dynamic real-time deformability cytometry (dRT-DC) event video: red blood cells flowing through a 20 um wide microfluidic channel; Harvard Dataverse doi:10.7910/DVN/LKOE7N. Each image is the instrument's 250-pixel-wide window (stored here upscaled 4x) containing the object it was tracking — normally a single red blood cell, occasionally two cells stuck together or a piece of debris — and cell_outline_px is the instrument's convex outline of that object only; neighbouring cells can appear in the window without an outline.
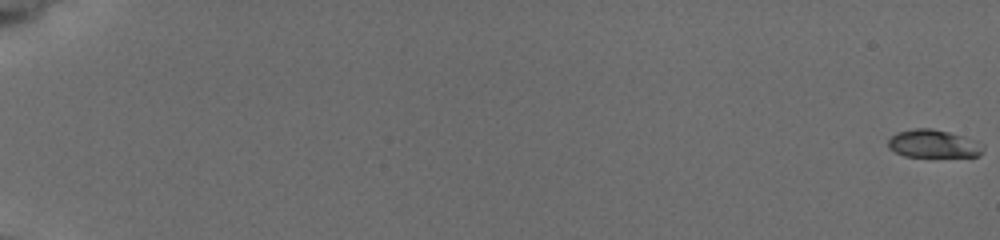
{"species": "common noctule bat (a hibernating species)", "species_latin": "Nyctalus noctula", "temperature_condition": "cold", "stored_images_in_passage": 58, "camera_frame_rate_fps": 3000, "um_per_image_px": 0.085, "animal": {"sex": "female", "body_mass_g": 19.5, "forearm_length_mm": 54.1}, "frame": {"image": 1, "passage_image": 1, "time_ms": 0.0, "image_size_px": [1000, 240], "cell_outline_px": [[984, 148], [976, 156], [904, 156], [888, 148], [888, 140], [896, 132], [916, 128], [932, 128], [948, 132], [976, 140]], "centroid_in_image_um": [79.29, 12.21], "position_along_channel_um": 5.7, "area_um2": 15.2}}
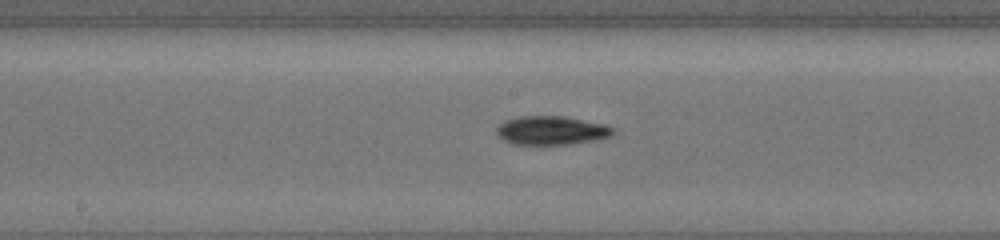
{"frame": {"image": 2, "passage_image": 34, "time_ms": 11.0, "image_size_px": [1000, 240], "cell_outline_px": [[616, 132], [612, 136], [600, 140], [568, 144], [512, 144], [496, 136], [496, 128], [504, 120], [520, 116], [564, 116], [604, 124], [612, 128]], "centroid_in_image_um": [46.87, 11.09], "position_along_channel_um": 201.3, "area_um2": 19.71}}
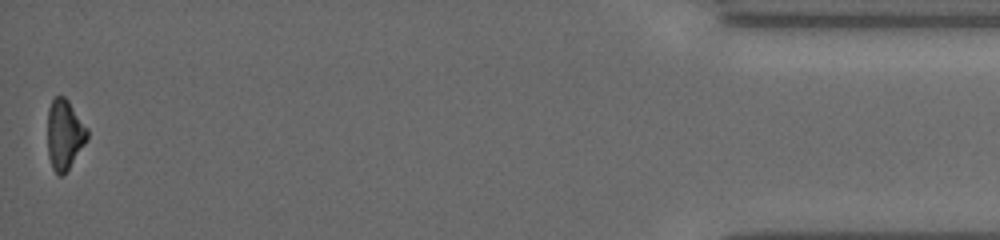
{"frame": {"image": 3, "passage_image": 58, "time_ms": 19.0, "image_size_px": [1000, 240], "cell_outline_px": [[88, 140], [68, 168], [60, 176], [56, 176], [52, 168], [48, 156], [48, 108], [52, 100], [56, 96], [64, 96], [68, 100], [88, 128]], "centroid_in_image_um": [5.48, 11.43], "position_along_channel_um": 429.7, "area_um2": 16.24}, "authors_computed_cell_mechanics": {"area_um2": 17.1955, "velocity_mm_per_s": 3.7884, "shape_relaxation_time_tau1_ms": 4.472, "shape_relaxation_time_tau2_ms": 3.5566, "deformation_change_tau1": 0.1479, "deformation_change_tau2": 0.0952}}